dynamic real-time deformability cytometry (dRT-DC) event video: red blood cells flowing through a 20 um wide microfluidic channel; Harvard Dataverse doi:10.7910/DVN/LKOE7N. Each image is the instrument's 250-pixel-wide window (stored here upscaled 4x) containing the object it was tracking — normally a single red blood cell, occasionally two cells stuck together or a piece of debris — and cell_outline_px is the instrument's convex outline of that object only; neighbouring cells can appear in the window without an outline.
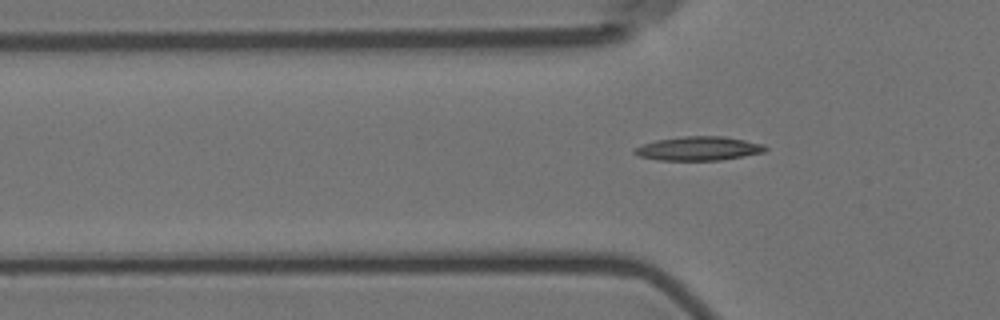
{"species": "Egyptian fruit bat (a non-hibernating species)", "species_latin": "Rousettus aegyptiacus", "temperature_condition": "room temperature", "stored_images_in_passage": 7, "segment_of_instrument_passage": [2, 2], "camera_frame_rate_fps": 3000, "um_per_image_px": 0.085, "animal": {"sex": "female"}, "frame": {"image": 1, "passage_image": 7, "time_ms": 8.0, "image_size_px": [1000, 320], "cell_outline_px": [[768, 148], [764, 152], [744, 156], [720, 160], [656, 160], [640, 156], [632, 152], [636, 148], [644, 144], [656, 140], [684, 136], [724, 136], [764, 144]], "centroid_in_image_um": [59.41, 12.62], "position_along_channel_um": 66.4, "area_um2": 18.15}}